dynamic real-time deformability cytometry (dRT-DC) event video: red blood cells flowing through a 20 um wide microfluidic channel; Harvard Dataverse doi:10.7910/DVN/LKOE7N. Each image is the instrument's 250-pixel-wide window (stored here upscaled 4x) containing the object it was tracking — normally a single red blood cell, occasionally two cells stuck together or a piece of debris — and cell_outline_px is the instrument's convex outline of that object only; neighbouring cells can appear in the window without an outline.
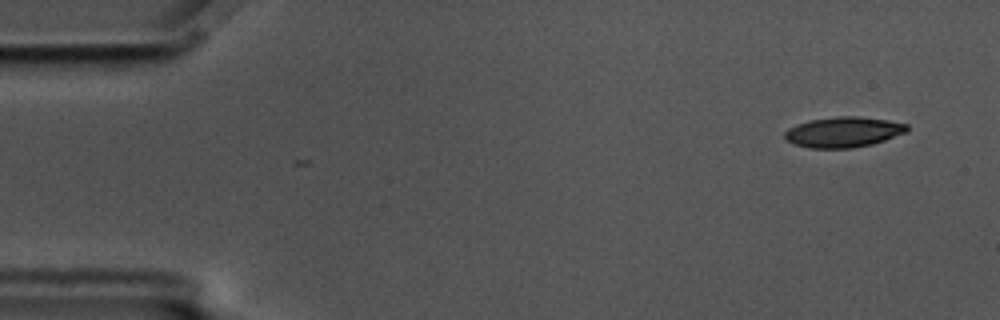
{"species": "common noctule bat (a hibernating species)", "species_latin": "Nyctalus noctula", "temperature_condition": "cold", "stored_images_in_passage": 3, "camera_frame_rate_fps": 3000, "um_per_image_px": 0.085, "animal": {"sex": "male", "body_mass_g": 17.5, "forearm_length_mm": 52.3}, "frame": {"image": 1, "passage_image": 1, "time_ms": 0.0, "image_size_px": [1000, 320], "cell_outline_px": [[908, 132], [872, 144], [852, 148], [808, 148], [792, 144], [784, 140], [784, 132], [788, 128], [796, 124], [808, 120], [836, 116], [860, 116], [888, 120], [908, 124]], "centroid_in_image_um": [71.65, 11.22], "position_along_channel_um": 13.3, "area_um2": 22.02}}